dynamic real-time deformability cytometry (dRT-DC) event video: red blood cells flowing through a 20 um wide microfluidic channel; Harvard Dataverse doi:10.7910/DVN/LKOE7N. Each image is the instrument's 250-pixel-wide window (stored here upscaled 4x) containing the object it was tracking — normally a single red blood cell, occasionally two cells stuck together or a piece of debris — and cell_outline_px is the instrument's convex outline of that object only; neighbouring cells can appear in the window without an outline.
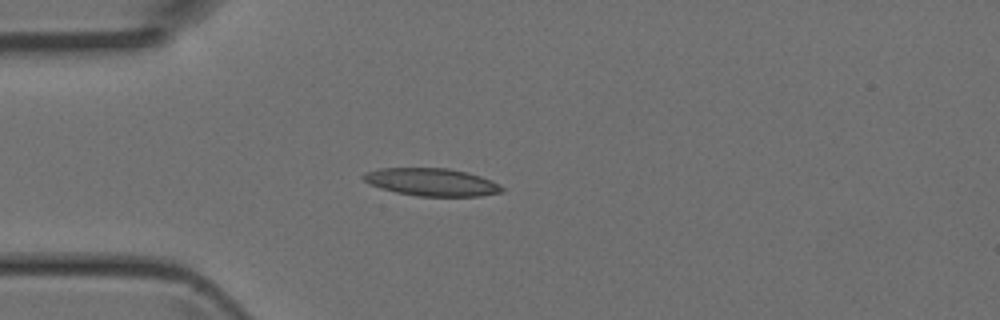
{"species": "Egyptian fruit bat (a non-hibernating species)", "species_latin": "Rousettus aegyptiacus", "temperature_condition": "room temperature", "stored_images_in_passage": 4, "camera_frame_rate_fps": 3000, "um_per_image_px": 0.085, "animal": {"sex": "female"}, "frame": {"image": 1, "passage_image": 4, "time_ms": 1.0, "image_size_px": [1000, 320], "cell_outline_px": [[504, 192], [480, 196], [416, 196], [396, 192], [380, 188], [364, 180], [360, 176], [364, 172], [380, 168], [448, 168], [468, 172], [492, 180], [500, 184], [504, 188]], "centroid_in_image_um": [36.72, 15.47], "position_along_channel_um": 48.3, "area_um2": 22.48}}